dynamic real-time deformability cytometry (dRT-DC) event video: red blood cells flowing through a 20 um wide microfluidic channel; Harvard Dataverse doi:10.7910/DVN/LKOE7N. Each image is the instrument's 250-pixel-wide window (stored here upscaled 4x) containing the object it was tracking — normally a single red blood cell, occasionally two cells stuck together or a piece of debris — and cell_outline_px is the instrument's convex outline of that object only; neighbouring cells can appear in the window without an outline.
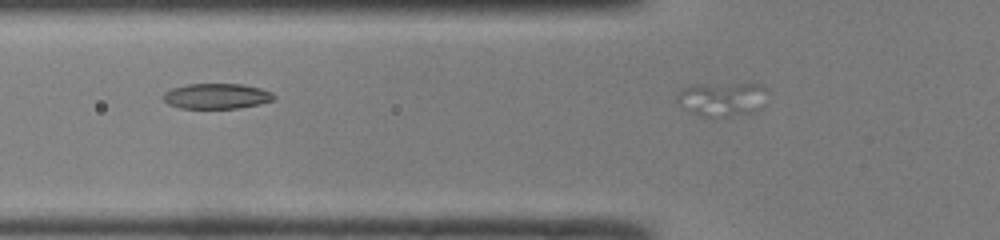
{"species": "common noctule bat (a hibernating species)", "species_latin": "Nyctalus noctula", "temperature_condition": "room temperature", "stored_images_in_passage": 9, "segment_of_instrument_passage": [2, 2], "camera_frame_rate_fps": 3000, "um_per_image_px": 0.085, "animal": {"sex": "male", "body_mass_g": 19.0, "forearm_length_mm": 50.8}, "frame": {"image": 1, "passage_image": 9, "time_ms": 2.667, "image_size_px": [1000, 240], "cell_outline_px": [[764, 88], [736, 108], [728, 112], [708, 116], [704, 116], [692, 112], [680, 104], [676, 100], [676, 92], [692, 84], [760, 84]], "centroid_in_image_um": [60.83, 8.27], "position_along_channel_um": 65.0, "area_um2": 14.28}}